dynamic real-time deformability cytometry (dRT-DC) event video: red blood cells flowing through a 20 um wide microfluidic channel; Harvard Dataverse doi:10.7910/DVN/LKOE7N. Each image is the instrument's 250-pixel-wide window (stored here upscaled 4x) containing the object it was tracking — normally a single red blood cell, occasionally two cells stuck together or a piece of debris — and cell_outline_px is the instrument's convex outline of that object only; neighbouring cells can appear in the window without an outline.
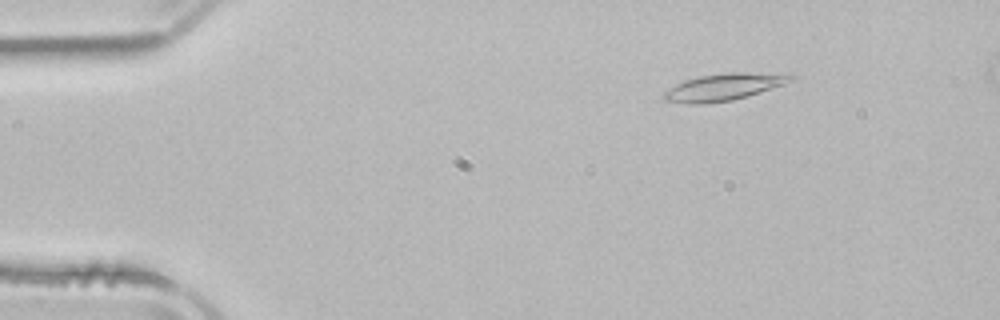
{"species": "common noctule bat (a hibernating species)", "species_latin": "Nyctalus noctula", "temperature_condition": "room temperature", "stored_images_in_passage": 45, "camera_frame_rate_fps": 3000, "um_per_image_px": 0.085, "animal": {"sex": "male", "body_mass_g": 21.5, "forearm_length_mm": 52.0}, "frame": {"image": 1, "passage_image": 1, "time_ms": 0.0, "image_size_px": [1000, 320], "cell_outline_px": [[796, 76], [792, 80], [784, 84], [748, 96], [732, 100], [704, 104], [688, 104], [664, 100], [664, 92], [676, 84], [684, 80], [700, 76], [728, 72], [744, 72]], "centroid_in_image_um": [61.46, 7.41], "position_along_channel_um": 23.5, "area_um2": 19.59}}
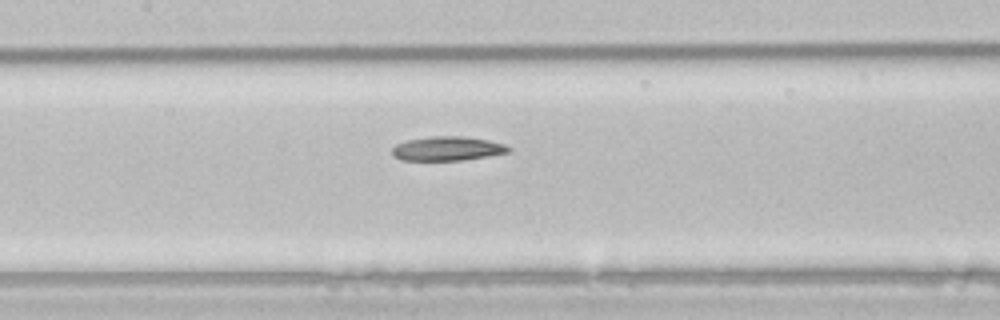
{"frame": {"image": 2, "passage_image": 18, "time_ms": 5.667, "image_size_px": [1000, 320], "cell_outline_px": [[512, 152], [488, 156], [460, 160], [400, 160], [392, 156], [392, 148], [396, 144], [408, 140], [432, 136], [468, 136], [488, 140], [504, 144], [512, 148]], "centroid_in_image_um": [38.05, 12.63], "position_along_channel_um": 169.4, "area_um2": 16.53}}
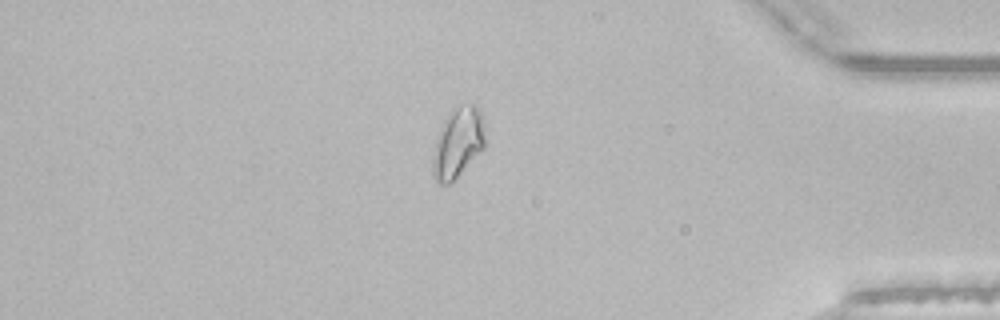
{"frame": {"image": 3, "passage_image": 38, "time_ms": 12.333, "image_size_px": [1000, 320], "cell_outline_px": [[488, 140], [484, 148], [448, 184], [440, 184], [436, 180], [432, 172], [432, 160], [436, 140], [440, 128], [448, 112], [460, 104], [476, 104], [480, 108]], "centroid_in_image_um": [38.95, 12.06], "position_along_channel_um": 396.2, "area_um2": 21.56}}